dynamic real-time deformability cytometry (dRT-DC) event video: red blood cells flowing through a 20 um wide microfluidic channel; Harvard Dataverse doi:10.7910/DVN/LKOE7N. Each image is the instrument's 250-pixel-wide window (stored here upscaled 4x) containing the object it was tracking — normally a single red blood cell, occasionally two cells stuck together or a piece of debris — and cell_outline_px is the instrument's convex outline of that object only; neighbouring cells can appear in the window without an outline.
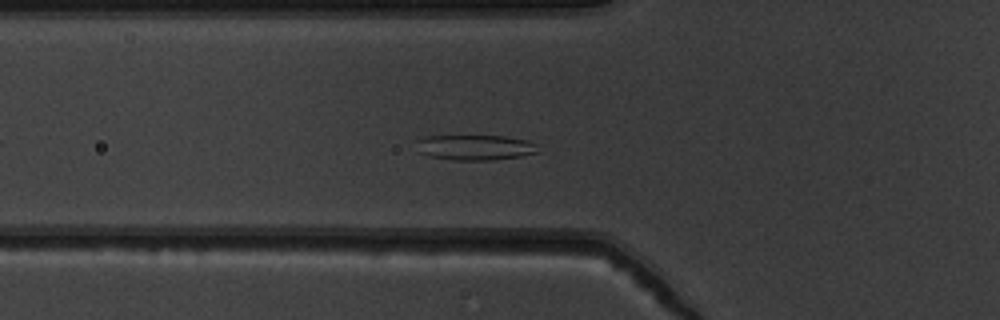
{"species": "common noctule bat (a hibernating species)", "species_latin": "Nyctalus noctula", "temperature_condition": "warm", "stored_images_in_passage": 43, "camera_frame_rate_fps": 3000, "um_per_image_px": 0.085, "animal": {"sex": "male", "body_mass_g": 19.5, "forearm_length_mm": 54.6}, "frame": {"image": 1, "passage_image": 9, "time_ms": 2.667, "image_size_px": [1000, 320], "cell_outline_px": [[540, 152], [520, 156], [492, 160], [452, 160], [432, 156], [420, 152], [416, 140], [424, 136], [504, 136], [528, 140], [536, 144]], "centroid_in_image_um": [40.42, 12.52], "position_along_channel_um": 85.4, "area_um2": 17.86}}
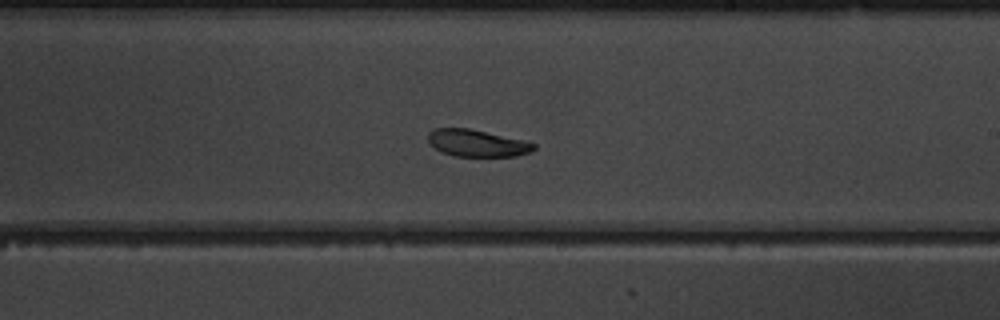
{"frame": {"image": 2, "passage_image": 22, "time_ms": 7.0, "image_size_px": [1000, 320], "cell_outline_px": [[536, 148], [532, 152], [516, 156], [456, 156], [440, 152], [428, 140], [428, 132], [436, 128], [468, 128], [524, 140], [536, 144]], "centroid_in_image_um": [40.57, 12.17], "position_along_channel_um": 248.4, "area_um2": 16.59}}
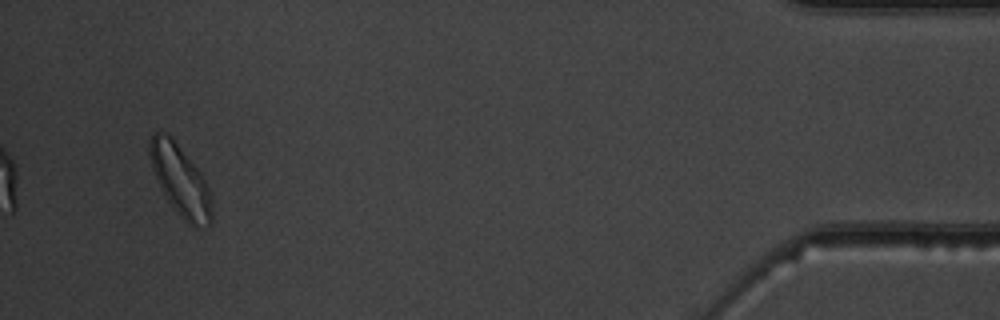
{"frame": {"image": 3, "passage_image": 41, "time_ms": 13.333, "image_size_px": [1000, 320], "cell_outline_px": [[212, 224], [196, 228], [192, 228], [176, 212], [168, 200], [152, 168], [148, 152], [148, 140], [152, 132], [164, 132], [172, 136], [200, 172], [212, 196]], "centroid_in_image_um": [15.34, 15.33], "position_along_channel_um": 419.9, "area_um2": 25.72}, "authors_computed_cell_mechanics": {"area_um2": 18.3804, "velocity_mm_per_s": 3.7695, "shape_relaxation_time_tau1_ms": 5.3824, "shape_relaxation_time_tau2_ms": 3.1137, "deformation_change_tau1": 0.1266, "deformation_change_tau2": 0.0642}}